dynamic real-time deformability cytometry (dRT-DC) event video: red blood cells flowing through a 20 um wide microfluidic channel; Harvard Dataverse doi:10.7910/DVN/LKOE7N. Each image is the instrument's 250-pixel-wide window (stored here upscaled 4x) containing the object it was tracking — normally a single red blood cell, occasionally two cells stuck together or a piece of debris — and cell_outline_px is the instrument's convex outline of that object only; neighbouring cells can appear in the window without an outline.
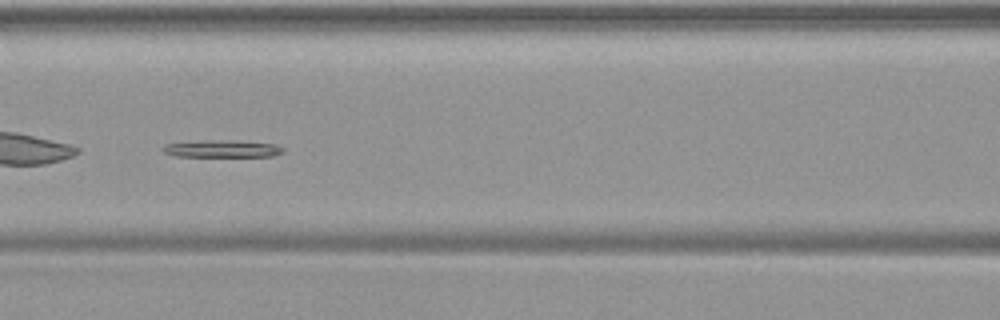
{"species": "common noctule bat (a hibernating species)", "species_latin": "Nyctalus noctula", "temperature_condition": "warm", "stored_images_in_passage": 39, "camera_frame_rate_fps": 3000, "um_per_image_px": 0.085, "animal": {"sex": "female", "body_mass_g": 19.9}, "frame": {"image": 1, "passage_image": 13, "time_ms": 4.0, "image_size_px": [1000, 320], "cell_outline_px": [[284, 152], [272, 156], [176, 156], [164, 152], [160, 148], [164, 144], [208, 140], [232, 140], [276, 144], [284, 148]], "centroid_in_image_um": [18.89, 12.64], "position_along_channel_um": 147.7, "area_um2": 12.02}}
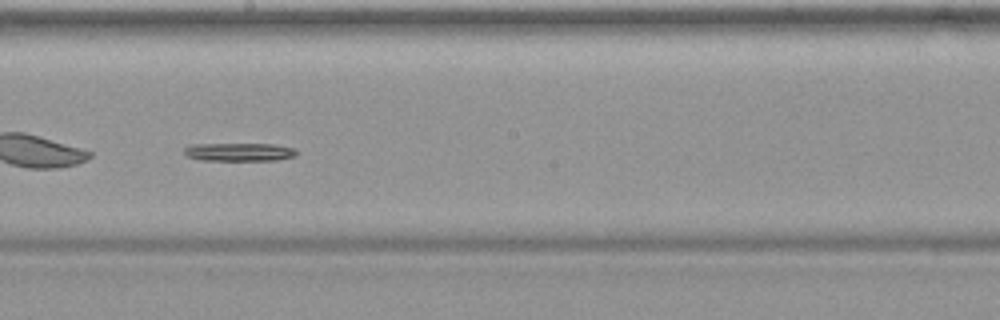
{"frame": {"image": 2, "passage_image": 19, "time_ms": 6.0, "image_size_px": [1000, 320], "cell_outline_px": [[296, 156], [276, 160], [200, 160], [184, 156], [184, 148], [188, 144], [276, 144], [296, 148]], "centroid_in_image_um": [20.3, 12.91], "position_along_channel_um": 227.9, "area_um2": 12.08}}
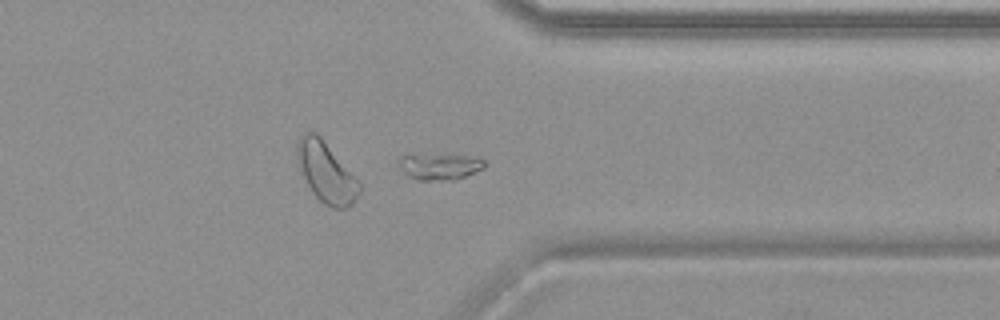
{"frame": {"image": 3, "passage_image": 30, "time_ms": 9.667, "image_size_px": [1000, 320], "cell_outline_px": [[484, 168], [456, 180], [416, 180], [408, 176], [396, 164], [396, 156], [480, 156], [484, 160]], "centroid_in_image_um": [37.35, 14.18], "position_along_channel_um": 374.0, "area_um2": 13.01}}